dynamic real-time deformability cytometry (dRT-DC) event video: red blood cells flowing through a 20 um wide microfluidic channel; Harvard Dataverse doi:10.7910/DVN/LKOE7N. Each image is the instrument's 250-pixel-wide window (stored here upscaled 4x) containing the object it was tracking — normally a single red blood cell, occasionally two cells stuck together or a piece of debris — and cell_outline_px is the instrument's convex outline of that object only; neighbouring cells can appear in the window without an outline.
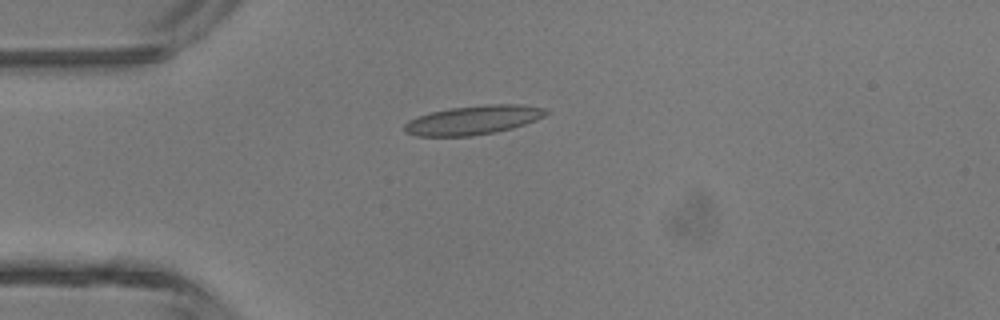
{"species": "common noctule bat (a hibernating species)", "species_latin": "Nyctalus noctula", "temperature_condition": "room temperature", "stored_images_in_passage": 3, "camera_frame_rate_fps": 3000, "um_per_image_px": 0.085, "animal": {"sex": "male", "body_mass_g": 13.3}, "frame": {"image": 1, "passage_image": 3, "time_ms": 0.667, "image_size_px": [1000, 320], "cell_outline_px": [[548, 112], [544, 116], [536, 120], [512, 128], [496, 132], [472, 136], [416, 136], [404, 132], [404, 124], [408, 120], [428, 112], [452, 108], [488, 104], [520, 104], [544, 108]], "centroid_in_image_um": [40.19, 10.21], "position_along_channel_um": 44.8, "area_um2": 23.99}}